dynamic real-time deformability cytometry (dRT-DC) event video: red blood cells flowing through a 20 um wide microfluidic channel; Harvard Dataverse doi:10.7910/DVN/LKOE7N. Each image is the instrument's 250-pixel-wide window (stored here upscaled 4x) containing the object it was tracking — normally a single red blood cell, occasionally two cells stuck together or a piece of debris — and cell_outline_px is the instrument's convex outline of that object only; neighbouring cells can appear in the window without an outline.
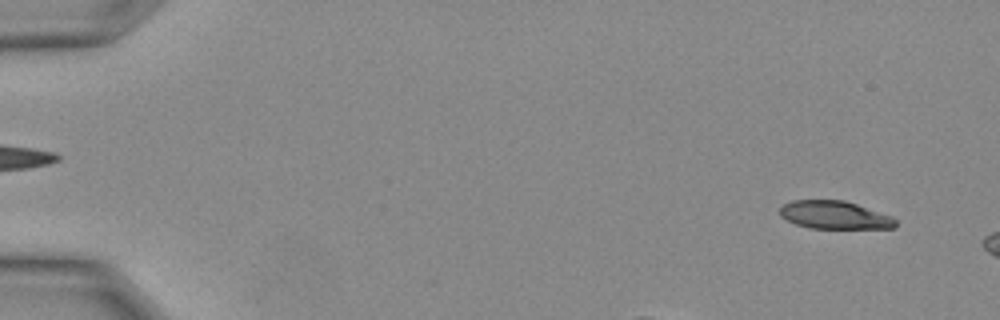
{"species": "Egyptian fruit bat (a non-hibernating species)", "species_latin": "Rousettus aegyptiacus", "temperature_condition": "warm", "stored_images_in_passage": 8, "camera_frame_rate_fps": 3000, "um_per_image_px": 0.085, "animal": {"sex": "female"}, "frame": {"image": 1, "passage_image": 2, "time_ms": 0.333, "image_size_px": [1000, 320], "cell_outline_px": [[896, 228], [808, 228], [796, 224], [780, 216], [780, 208], [784, 204], [792, 200], [844, 200], [892, 216], [896, 220]], "centroid_in_image_um": [70.94, 18.28], "position_along_channel_um": 14.1, "area_um2": 18.79}}